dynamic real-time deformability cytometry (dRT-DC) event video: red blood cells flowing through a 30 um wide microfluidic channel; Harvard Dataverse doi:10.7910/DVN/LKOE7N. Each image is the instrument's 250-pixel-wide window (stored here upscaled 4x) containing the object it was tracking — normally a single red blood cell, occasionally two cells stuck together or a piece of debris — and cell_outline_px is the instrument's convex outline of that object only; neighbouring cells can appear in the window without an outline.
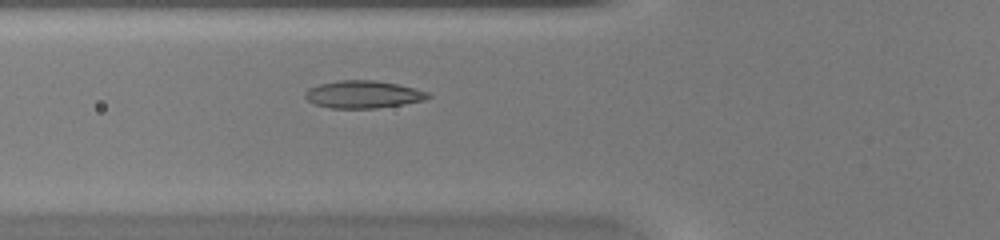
{"species": "common noctule bat (a hibernating species)", "species_latin": "Nyctalus noctula", "temperature_condition": "warm", "stored_images_in_passage": 42, "camera_frame_rate_fps": 3000, "um_per_image_px": 0.085, "animal": {"sex": "female", "body_mass_g": 20.0, "forearm_length_mm": 54.0}, "frame": {"image": 1, "passage_image": 12, "time_ms": 3.667, "image_size_px": [1000, 240], "cell_outline_px": [[432, 96], [424, 100], [404, 104], [376, 108], [328, 108], [316, 104], [308, 100], [304, 96], [304, 92], [308, 88], [320, 84], [340, 80], [376, 80], [416, 88], [428, 92]], "centroid_in_image_um": [30.87, 8.02], "position_along_channel_um": 94.9, "area_um2": 19.71}}
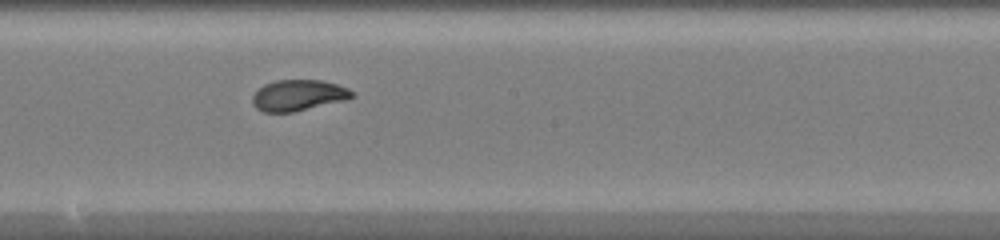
{"frame": {"image": 2, "passage_image": 21, "time_ms": 6.667, "image_size_px": [1000, 240], "cell_outline_px": [[356, 96], [348, 100], [292, 112], [264, 112], [256, 108], [252, 104], [252, 96], [264, 84], [276, 80], [320, 80], [336, 84], [348, 88]], "centroid_in_image_um": [25.37, 8.1], "position_along_channel_um": 222.8, "area_um2": 18.03}}
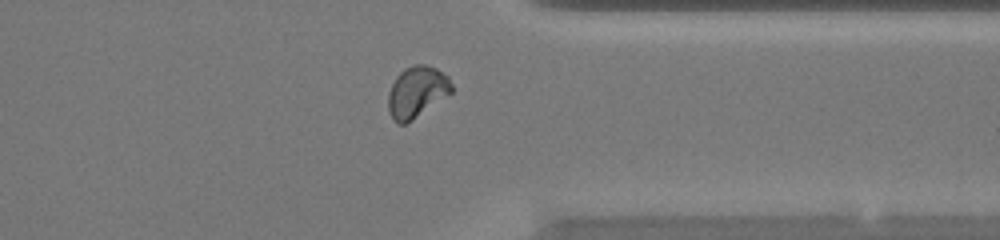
{"frame": {"image": 3, "passage_image": 32, "time_ms": 10.333, "image_size_px": [1000, 240], "cell_outline_px": [[452, 92], [412, 120], [404, 124], [396, 124], [392, 120], [388, 112], [388, 92], [396, 76], [404, 68], [416, 64], [424, 64], [436, 68], [448, 76], [452, 84]], "centroid_in_image_um": [35.4, 7.82], "position_along_channel_um": 376.0, "area_um2": 19.02}, "authors_computed_cell_mechanics": {"area_um2": 18.4093, "velocity_mm_per_s": 4.2627, "shape_relaxation_time_tau1_ms": 7.4107, "shape_relaxation_time_tau2_ms": null, "deformation_change_tau1": 0.2475, "deformation_change_tau2": null}}